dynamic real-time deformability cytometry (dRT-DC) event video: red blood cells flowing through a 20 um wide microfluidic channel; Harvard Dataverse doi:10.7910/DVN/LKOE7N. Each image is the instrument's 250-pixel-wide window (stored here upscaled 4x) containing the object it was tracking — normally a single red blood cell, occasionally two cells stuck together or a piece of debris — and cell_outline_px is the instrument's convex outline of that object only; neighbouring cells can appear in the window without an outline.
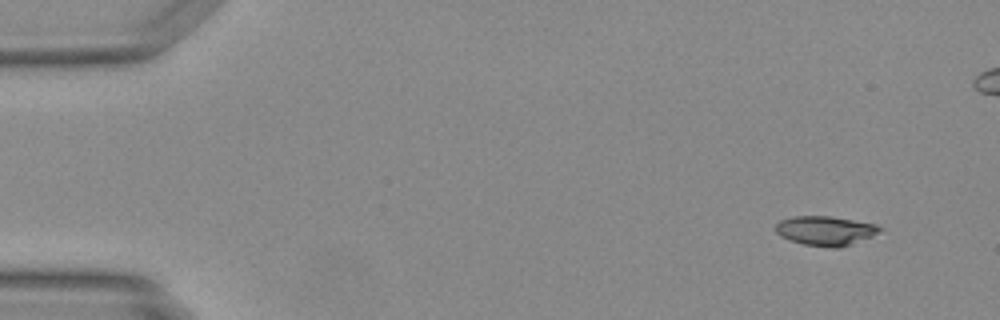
{"species": "Egyptian fruit bat (a non-hibernating species)", "species_latin": "Rousettus aegyptiacus", "temperature_condition": "warm", "stored_images_in_passage": 15, "camera_frame_rate_fps": 3000, "um_per_image_px": 0.085, "animal": {"sex": "female"}, "frame": {"image": 1, "passage_image": 3, "time_ms": 0.667, "image_size_px": [1000, 320], "cell_outline_px": [[884, 228], [880, 232], [872, 236], [836, 248], [832, 248], [804, 244], [780, 236], [776, 232], [776, 224], [780, 220], [792, 216], [828, 216], [876, 224]], "centroid_in_image_um": [70.16, 19.6], "position_along_channel_um": 14.8, "area_um2": 17.57}}